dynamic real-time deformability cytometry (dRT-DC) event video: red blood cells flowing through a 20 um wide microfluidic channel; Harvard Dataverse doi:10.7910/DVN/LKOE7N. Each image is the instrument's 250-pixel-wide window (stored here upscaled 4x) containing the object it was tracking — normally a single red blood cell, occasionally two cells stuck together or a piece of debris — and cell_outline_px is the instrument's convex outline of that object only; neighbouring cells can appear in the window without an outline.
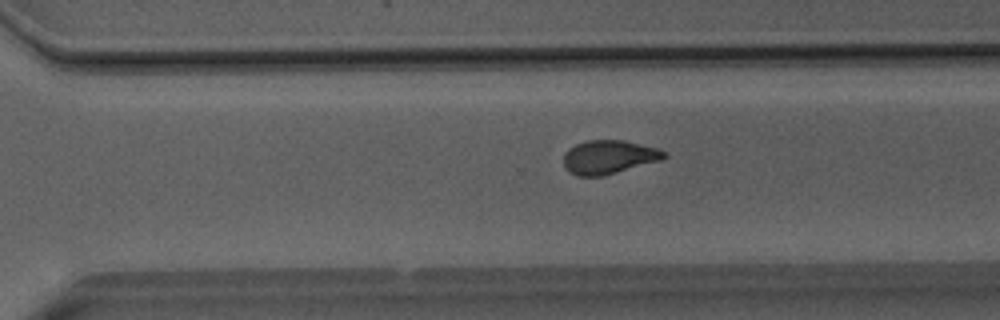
{"species": "Egyptian fruit bat (a non-hibernating species)", "species_latin": "Rousettus aegyptiacus", "temperature_condition": "room temperature", "stored_images_in_passage": 51, "camera_frame_rate_fps": 3000, "um_per_image_px": 0.085, "animal": {"sex": "male"}, "frame": {"image": 1, "passage_image": 36, "time_ms": 11.667, "image_size_px": [1000, 320], "cell_outline_px": [[668, 156], [660, 160], [604, 176], [576, 176], [568, 172], [564, 168], [564, 152], [568, 148], [576, 144], [588, 140], [624, 140], [660, 148]], "centroid_in_image_um": [51.73, 13.35], "position_along_channel_um": 318.9, "area_um2": 19.94}}
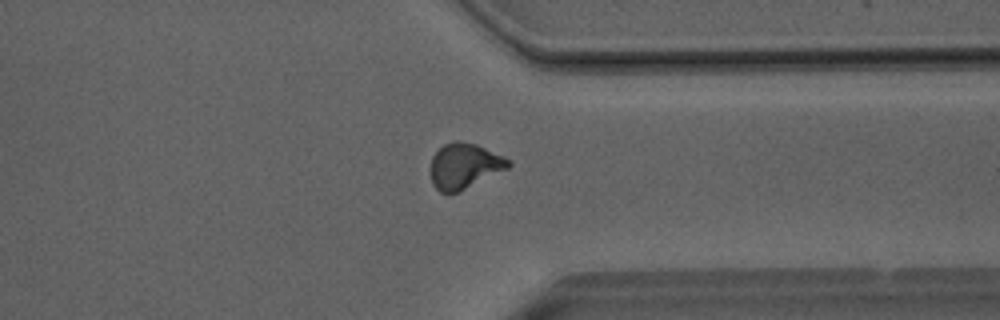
{"frame": {"image": 2, "passage_image": 40, "time_ms": 13.0, "image_size_px": [1000, 320], "cell_outline_px": [[512, 164], [508, 168], [460, 192], [448, 196], [440, 192], [432, 184], [432, 156], [444, 144], [456, 140], [460, 140], [476, 144], [504, 156]], "centroid_in_image_um": [39.47, 14.13], "position_along_channel_um": 371.9, "area_um2": 20.75}}
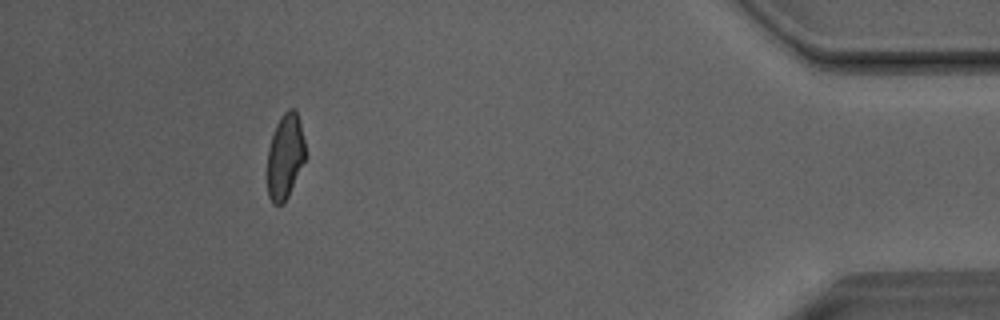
{"frame": {"image": 3, "passage_image": 47, "time_ms": 15.333, "image_size_px": [1000, 320], "cell_outline_px": [[308, 156], [284, 204], [272, 204], [268, 196], [268, 148], [276, 124], [280, 116], [288, 108], [292, 108], [296, 112], [300, 124]], "centroid_in_image_um": [24.26, 13.31], "position_along_channel_um": 410.9, "area_um2": 19.07}, "authors_computed_cell_mechanics": {"area_um2": 20.2878, "velocity_mm_per_s": 4.0784, "shape_relaxation_time_tau1_ms": 7.0396, "shape_relaxation_time_tau2_ms": 1.5017, "deformation_change_tau1": 0.1825, "deformation_change_tau2": 0.0709}}